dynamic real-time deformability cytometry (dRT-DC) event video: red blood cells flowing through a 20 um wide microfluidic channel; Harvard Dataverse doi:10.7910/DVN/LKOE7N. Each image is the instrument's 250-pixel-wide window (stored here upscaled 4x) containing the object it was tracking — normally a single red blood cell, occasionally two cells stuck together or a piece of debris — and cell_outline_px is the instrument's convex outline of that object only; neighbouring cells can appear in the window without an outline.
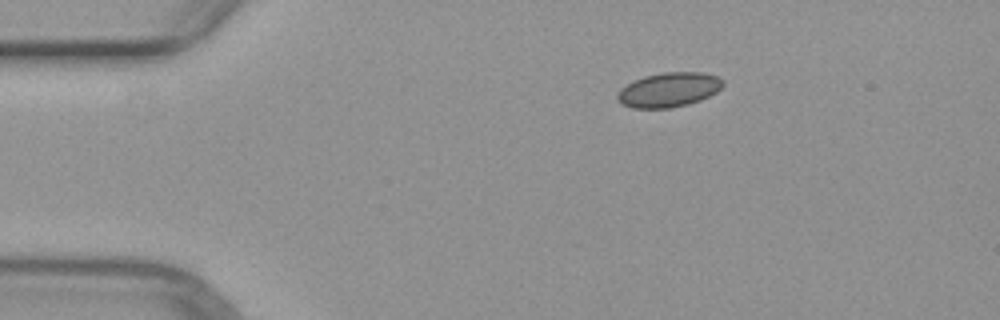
{"species": "common noctule bat (a hibernating species)", "species_latin": "Nyctalus noctula", "temperature_condition": "warm", "stored_images_in_passage": 43, "camera_frame_rate_fps": 3000, "um_per_image_px": 0.085, "animal": {"sex": "female", "body_mass_g": 29.2, "forearm_length_mm": 56.3}, "frame": {"image": 1, "passage_image": 1, "time_ms": 0.0, "image_size_px": [1000, 320], "cell_outline_px": [[724, 84], [716, 92], [700, 100], [688, 104], [668, 108], [632, 108], [616, 100], [616, 96], [620, 88], [644, 76], [664, 72], [700, 72], [716, 76], [724, 80]], "centroid_in_image_um": [56.84, 7.63], "position_along_channel_um": 28.2, "area_um2": 21.1}}
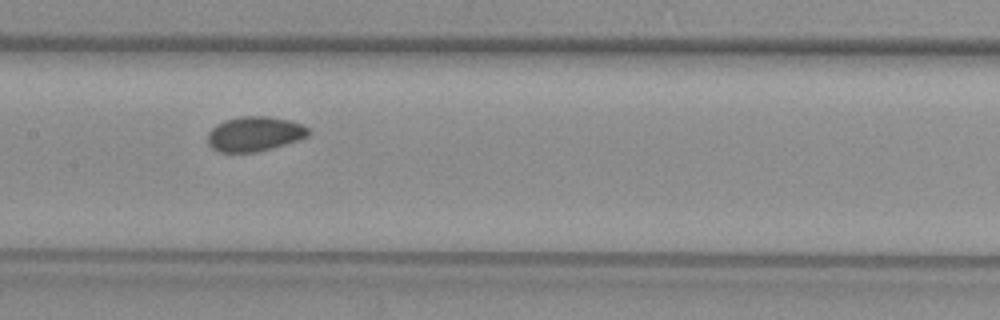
{"frame": {"image": 2, "passage_image": 17, "time_ms": 5.333, "image_size_px": [1000, 320], "cell_outline_px": [[312, 132], [308, 136], [300, 140], [272, 148], [256, 152], [220, 152], [212, 148], [208, 144], [208, 132], [216, 124], [224, 120], [240, 116], [268, 116], [288, 120], [300, 124], [308, 128]], "centroid_in_image_um": [21.64, 11.38], "position_along_channel_um": 185.8, "area_um2": 20.52}}
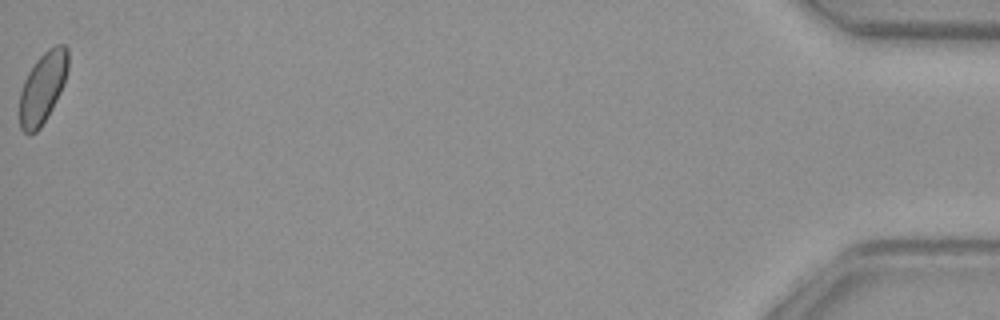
{"frame": {"image": 3, "passage_image": 43, "time_ms": 14.0, "image_size_px": [1000, 320], "cell_outline_px": [[68, 68], [60, 92], [52, 108], [40, 128], [36, 132], [24, 132], [20, 128], [20, 92], [24, 80], [28, 72], [36, 60], [48, 48], [56, 44], [64, 44], [68, 48]], "centroid_in_image_um": [3.63, 7.41], "position_along_channel_um": 431.6, "area_um2": 19.88}}